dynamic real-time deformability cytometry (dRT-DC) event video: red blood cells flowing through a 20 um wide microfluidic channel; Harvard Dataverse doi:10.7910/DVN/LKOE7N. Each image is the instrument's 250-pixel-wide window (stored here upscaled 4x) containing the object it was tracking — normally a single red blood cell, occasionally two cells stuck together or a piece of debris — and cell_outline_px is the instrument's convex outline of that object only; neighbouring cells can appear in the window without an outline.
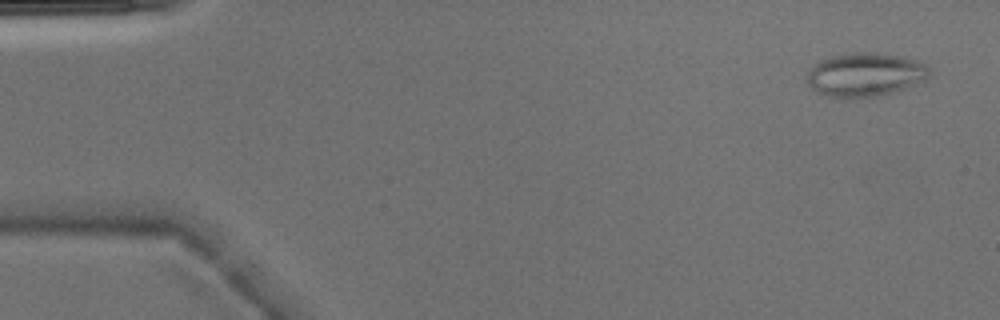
{"species": "Egyptian fruit bat (a non-hibernating species)", "species_latin": "Rousettus aegyptiacus", "temperature_condition": "warm", "stored_images_in_passage": 5, "camera_frame_rate_fps": 3000, "um_per_image_px": 0.085, "animal": {"sex": "male"}, "frame": {"image": 1, "passage_image": 1, "time_ms": 0.0, "image_size_px": [1000, 320], "cell_outline_px": [[928, 80], [880, 96], [832, 96], [816, 92], [808, 84], [808, 68], [820, 60], [832, 56], [852, 52], [876, 52], [904, 56], [916, 60], [924, 64], [928, 68]], "centroid_in_image_um": [73.55, 6.31], "position_along_channel_um": 11.5, "area_um2": 30.92}}
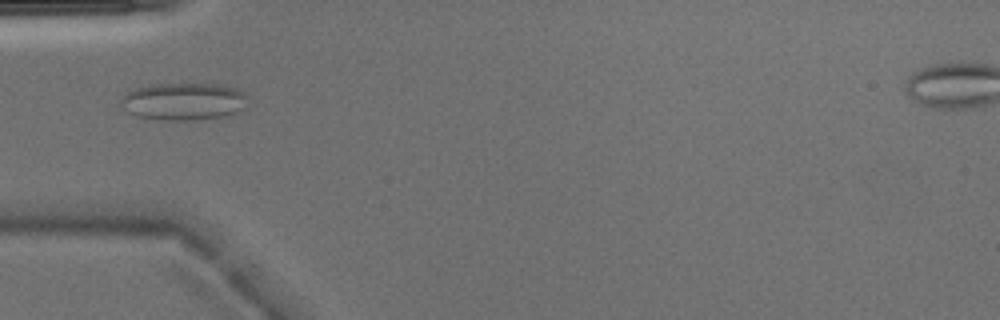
{"frame": {"image": 2, "passage_image": 4, "time_ms": 1.0, "image_size_px": [1000, 320], "cell_outline_px": [[244, 108], [232, 116], [212, 120], [164, 120], [136, 116], [120, 108], [120, 100], [124, 92], [136, 88], [156, 84], [220, 84], [236, 88], [244, 92]], "centroid_in_image_um": [15.6, 8.65], "position_along_channel_um": 69.4, "area_um2": 28.21}}
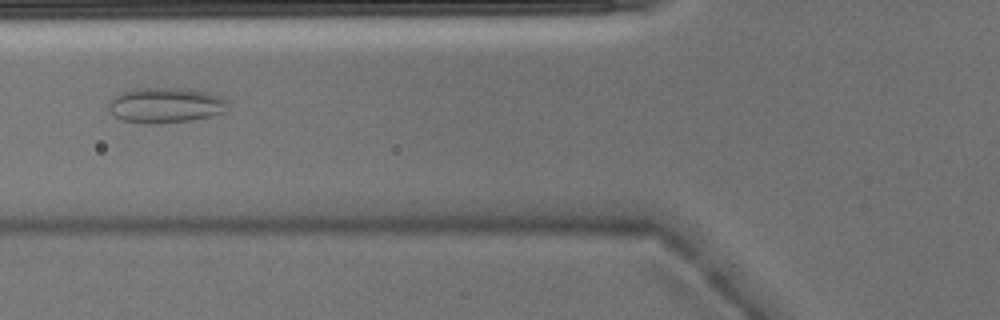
{"frame": {"image": 3, "passage_image": 5, "time_ms": 1.333, "image_size_px": [1000, 320], "cell_outline_px": [[228, 112], [212, 116], [192, 120], [120, 120], [108, 108], [108, 100], [112, 96], [120, 92], [132, 88], [188, 88], [208, 92], [220, 96], [224, 100]], "centroid_in_image_um": [14.08, 8.87], "position_along_channel_um": 111.7, "area_um2": 23.81}}